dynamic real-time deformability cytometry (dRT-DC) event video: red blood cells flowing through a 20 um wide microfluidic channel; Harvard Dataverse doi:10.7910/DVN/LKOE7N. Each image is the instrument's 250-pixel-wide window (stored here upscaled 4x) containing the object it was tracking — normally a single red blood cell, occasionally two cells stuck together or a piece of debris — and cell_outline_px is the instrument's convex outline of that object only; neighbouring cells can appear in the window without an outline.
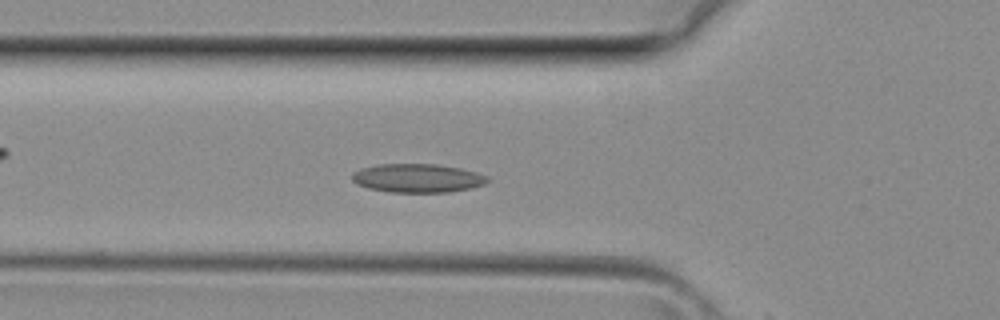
{"species": "common noctule bat (a hibernating species)", "species_latin": "Nyctalus noctula", "temperature_condition": "room temperature", "stored_images_in_passage": 36, "camera_frame_rate_fps": 3000, "um_per_image_px": 0.085, "animal": {"sex": "female", "body_mass_g": 29.2, "forearm_length_mm": 56.3}, "frame": {"image": 1, "passage_image": 11, "time_ms": 3.333, "image_size_px": [1000, 320], "cell_outline_px": [[488, 180], [484, 184], [472, 188], [448, 192], [388, 192], [368, 188], [356, 184], [352, 180], [352, 172], [360, 168], [380, 164], [436, 164], [460, 168], [476, 172], [488, 176]], "centroid_in_image_um": [35.46, 15.14], "position_along_channel_um": 90.3, "area_um2": 22.72}}
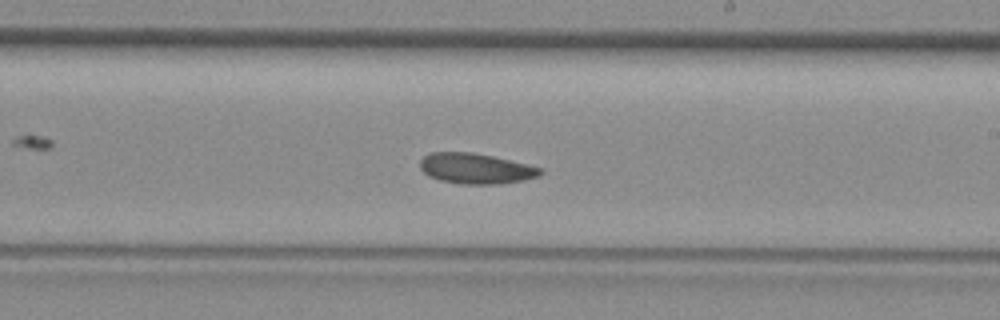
{"frame": {"image": 2, "passage_image": 20, "time_ms": 6.333, "image_size_px": [1000, 320], "cell_outline_px": [[544, 172], [540, 176], [524, 180], [496, 184], [460, 184], [440, 180], [428, 176], [420, 168], [420, 160], [428, 152], [472, 152], [492, 156], [540, 168]], "centroid_in_image_um": [40.4, 14.32], "position_along_channel_um": 248.6, "area_um2": 21.27}}
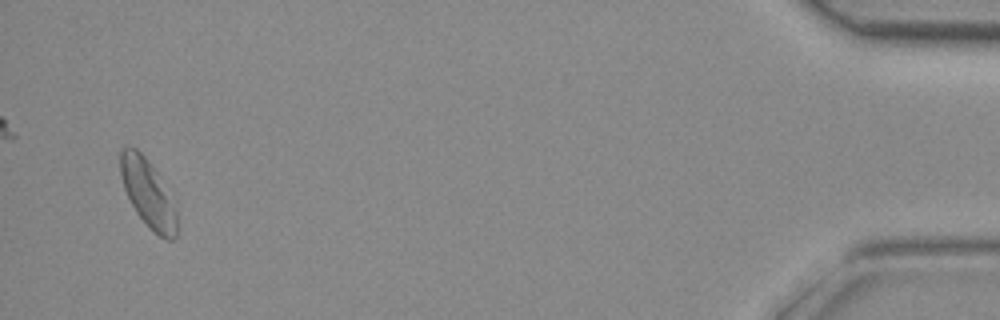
{"frame": {"image": 3, "passage_image": 35, "time_ms": 11.333, "image_size_px": [1000, 320], "cell_outline_px": [[176, 236], [172, 240], [168, 240], [160, 236], [148, 228], [136, 212], [124, 188], [120, 176], [120, 152], [124, 148], [136, 148], [144, 156], [156, 172], [176, 208]], "centroid_in_image_um": [12.56, 16.47], "position_along_channel_um": 422.6, "area_um2": 21.73}}